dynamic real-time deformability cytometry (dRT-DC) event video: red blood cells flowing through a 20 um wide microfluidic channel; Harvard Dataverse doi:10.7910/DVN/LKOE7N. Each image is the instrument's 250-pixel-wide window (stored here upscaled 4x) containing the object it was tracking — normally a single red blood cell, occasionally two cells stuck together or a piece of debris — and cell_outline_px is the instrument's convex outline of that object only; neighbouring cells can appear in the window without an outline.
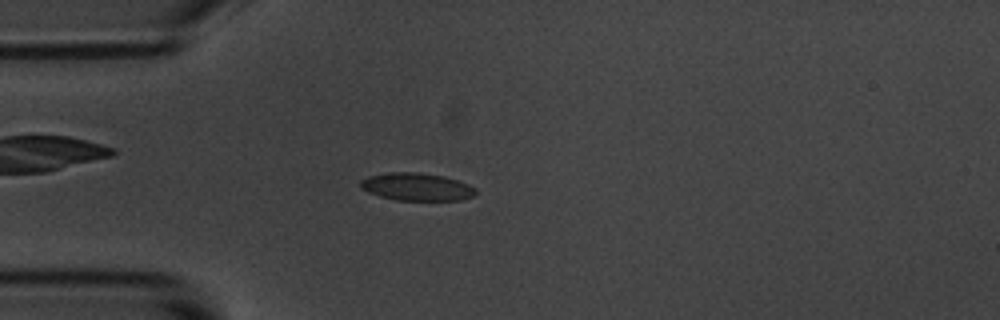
{"species": "common noctule bat (a hibernating species)", "species_latin": "Nyctalus noctula", "temperature_condition": "room temperature", "stored_images_in_passage": 5, "camera_frame_rate_fps": 3000, "um_per_image_px": 0.085, "animal": {"sex": "male", "body_mass_g": 20.1, "forearm_length_mm": 53.5}, "frame": {"image": 1, "passage_image": 5, "time_ms": 4.667, "image_size_px": [1000, 320], "cell_outline_px": [[476, 196], [460, 200], [396, 200], [380, 196], [368, 192], [360, 188], [360, 180], [368, 176], [388, 172], [420, 172], [444, 176], [468, 184], [476, 188]], "centroid_in_image_um": [35.42, 15.87], "position_along_channel_um": 49.6, "area_um2": 18.73}}